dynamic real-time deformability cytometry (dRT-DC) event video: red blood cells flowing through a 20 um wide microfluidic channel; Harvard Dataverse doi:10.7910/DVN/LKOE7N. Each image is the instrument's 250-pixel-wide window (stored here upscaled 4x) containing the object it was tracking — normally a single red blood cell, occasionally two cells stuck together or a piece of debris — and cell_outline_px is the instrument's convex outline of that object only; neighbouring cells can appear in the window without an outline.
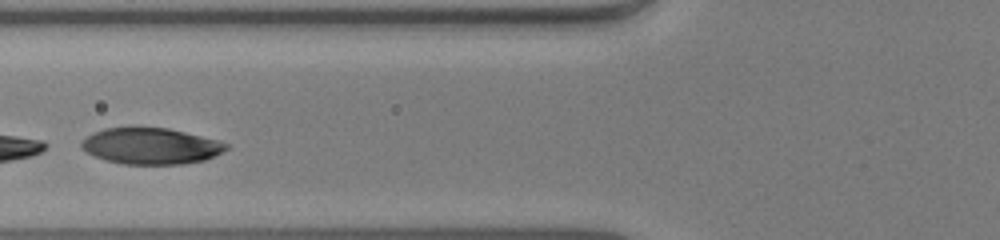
{"species": "human", "species_latin": "Homo sapiens", "temperature_condition": "warm", "stored_images_in_passage": 23, "segment_of_instrument_passage": [2, 2], "camera_frame_rate_fps": 3000, "um_per_image_px": 0.085, "donor": {"sex": "male"}, "frame": {"image": 1, "passage_image": 9, "time_ms": 2.667, "image_size_px": [1000, 240], "cell_outline_px": [[228, 148], [204, 160], [180, 164], [120, 164], [104, 160], [80, 148], [80, 144], [92, 132], [104, 128], [128, 124], [140, 124], [168, 128], [216, 140], [228, 144]], "centroid_in_image_um": [12.73, 12.36], "position_along_channel_um": 113.1, "area_um2": 31.21}}
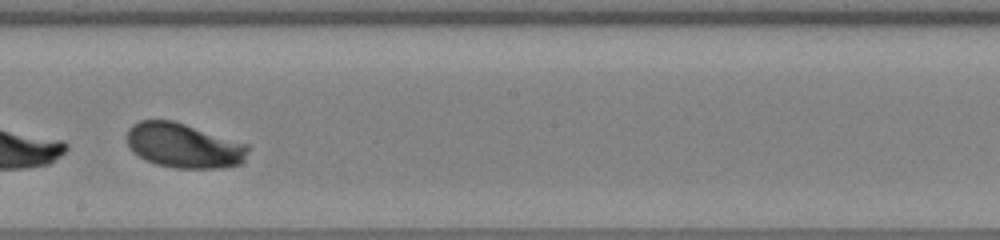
{"frame": {"image": 2, "passage_image": 18, "time_ms": 5.667, "image_size_px": [1000, 240], "cell_outline_px": [[248, 152], [244, 160], [240, 164], [220, 168], [176, 168], [156, 164], [144, 160], [132, 152], [128, 144], [128, 128], [132, 124], [140, 120], [172, 120], [248, 144]], "centroid_in_image_um": [15.6, 12.38], "position_along_channel_um": 232.6, "area_um2": 31.5}}
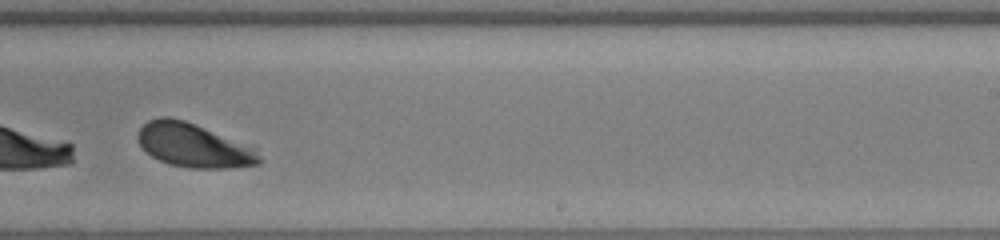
{"frame": {"image": 3, "passage_image": 21, "time_ms": 6.667, "image_size_px": [1000, 240], "cell_outline_px": [[260, 164], [228, 168], [188, 168], [168, 164], [152, 156], [140, 144], [136, 136], [140, 128], [148, 120], [160, 116], [168, 116], [184, 120], [256, 148], [260, 156]], "centroid_in_image_um": [16.44, 12.36], "position_along_channel_um": 272.6, "area_um2": 30.81}}